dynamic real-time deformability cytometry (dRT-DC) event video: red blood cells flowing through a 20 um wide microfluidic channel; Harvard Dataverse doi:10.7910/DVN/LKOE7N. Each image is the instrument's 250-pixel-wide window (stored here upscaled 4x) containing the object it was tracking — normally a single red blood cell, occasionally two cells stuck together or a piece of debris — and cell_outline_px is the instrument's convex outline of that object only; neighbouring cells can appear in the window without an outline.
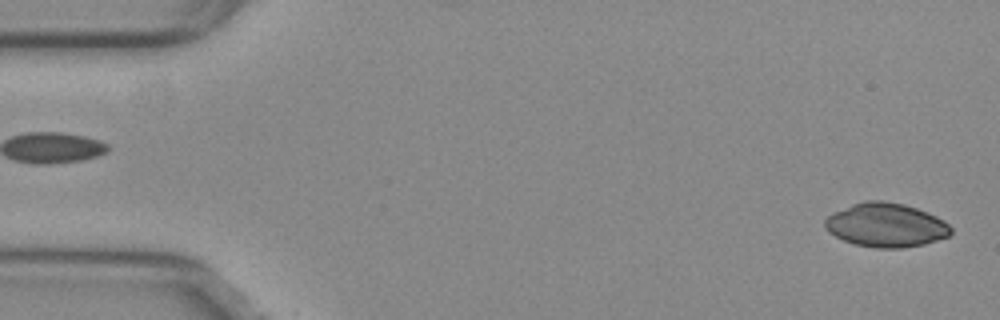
{"species": "common noctule bat (a hibernating species)", "species_latin": "Nyctalus noctula", "temperature_condition": "warm", "stored_images_in_passage": 53, "camera_frame_rate_fps": 3000, "um_per_image_px": 0.085, "animal": {"sex": "female", "body_mass_g": 29.2, "forearm_length_mm": 56.3}, "frame": {"image": 1, "passage_image": 1, "time_ms": 0.0, "image_size_px": [1000, 320], "cell_outline_px": [[952, 232], [948, 236], [924, 244], [900, 248], [876, 248], [856, 244], [844, 240], [828, 232], [824, 228], [824, 220], [832, 212], [852, 204], [864, 200], [884, 200], [904, 204], [928, 212], [944, 220], [952, 228]], "centroid_in_image_um": [75.29, 19.12], "position_along_channel_um": 9.7, "area_um2": 32.37}}